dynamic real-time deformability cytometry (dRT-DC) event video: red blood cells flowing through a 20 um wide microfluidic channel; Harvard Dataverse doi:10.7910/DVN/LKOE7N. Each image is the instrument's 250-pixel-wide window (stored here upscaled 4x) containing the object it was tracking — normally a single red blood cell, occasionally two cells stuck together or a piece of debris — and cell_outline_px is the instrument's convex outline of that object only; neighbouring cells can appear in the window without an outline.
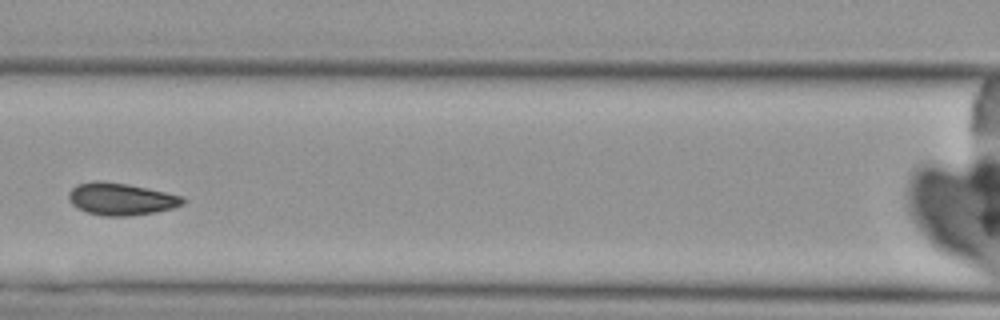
{"species": "Egyptian fruit bat (a non-hibernating species)", "species_latin": "Rousettus aegyptiacus", "temperature_condition": "cold", "stored_images_in_passage": 9, "camera_frame_rate_fps": 3000, "um_per_image_px": 0.085, "animal": {"sex": "female"}, "frame": {"image": 1, "passage_image": 3, "time_ms": 2.333, "image_size_px": [1000, 320], "cell_outline_px": [[184, 204], [172, 208], [156, 212], [128, 216], [104, 216], [88, 212], [72, 204], [68, 196], [68, 192], [76, 184], [92, 180], [100, 180], [128, 184], [184, 196]], "centroid_in_image_um": [10.28, 16.9], "position_along_channel_um": 156.3, "area_um2": 21.44}}
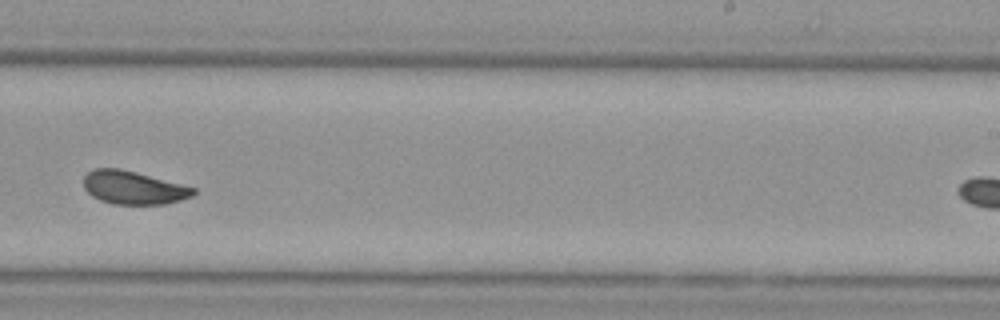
{"frame": {"image": 2, "passage_image": 6, "time_ms": 5.667, "image_size_px": [1000, 320], "cell_outline_px": [[196, 192], [192, 196], [180, 200], [164, 204], [112, 204], [100, 200], [92, 196], [84, 188], [84, 176], [92, 168], [120, 168], [136, 172], [196, 188]], "centroid_in_image_um": [11.32, 15.94], "position_along_channel_um": 277.7, "area_um2": 21.21}}
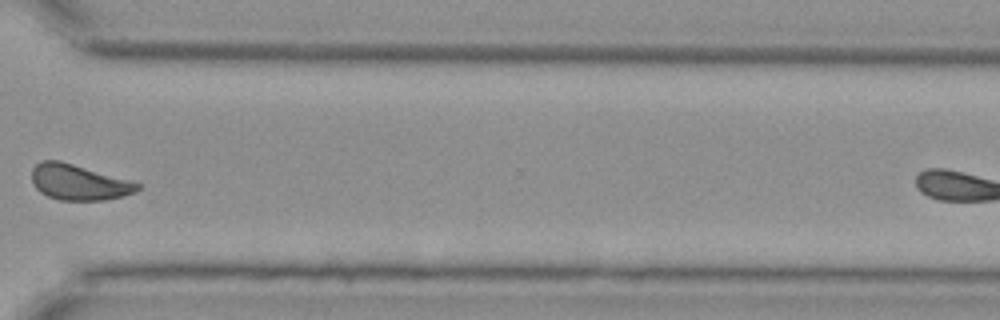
{"frame": {"image": 3, "passage_image": 8, "time_ms": 8.0, "image_size_px": [1000, 320], "cell_outline_px": [[140, 188], [136, 192], [104, 200], [60, 200], [48, 196], [40, 192], [36, 188], [32, 180], [32, 168], [40, 160], [60, 160], [128, 180], [140, 184]], "centroid_in_image_um": [6.65, 15.49], "position_along_channel_um": 363.9, "area_um2": 21.68}}